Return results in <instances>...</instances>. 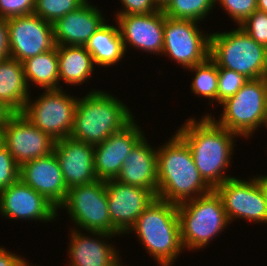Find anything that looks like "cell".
Segmentation results:
<instances>
[{"label": "cell", "instance_id": "26", "mask_svg": "<svg viewBox=\"0 0 267 266\" xmlns=\"http://www.w3.org/2000/svg\"><path fill=\"white\" fill-rule=\"evenodd\" d=\"M22 64L28 88L33 83L45 90L61 88L57 45L49 51L26 59Z\"/></svg>", "mask_w": 267, "mask_h": 266}, {"label": "cell", "instance_id": "12", "mask_svg": "<svg viewBox=\"0 0 267 266\" xmlns=\"http://www.w3.org/2000/svg\"><path fill=\"white\" fill-rule=\"evenodd\" d=\"M247 180L233 177L214 190L222 199L230 223L235 219L267 223V203L257 178Z\"/></svg>", "mask_w": 267, "mask_h": 266}, {"label": "cell", "instance_id": "30", "mask_svg": "<svg viewBox=\"0 0 267 266\" xmlns=\"http://www.w3.org/2000/svg\"><path fill=\"white\" fill-rule=\"evenodd\" d=\"M243 74L226 68H218L217 102L221 104L227 98L235 95L247 82Z\"/></svg>", "mask_w": 267, "mask_h": 266}, {"label": "cell", "instance_id": "22", "mask_svg": "<svg viewBox=\"0 0 267 266\" xmlns=\"http://www.w3.org/2000/svg\"><path fill=\"white\" fill-rule=\"evenodd\" d=\"M146 140V137H143L127 155L115 180L122 184L149 189L156 196L157 149H153Z\"/></svg>", "mask_w": 267, "mask_h": 266}, {"label": "cell", "instance_id": "13", "mask_svg": "<svg viewBox=\"0 0 267 266\" xmlns=\"http://www.w3.org/2000/svg\"><path fill=\"white\" fill-rule=\"evenodd\" d=\"M10 56L23 62L56 46L52 23L32 13L7 19Z\"/></svg>", "mask_w": 267, "mask_h": 266}, {"label": "cell", "instance_id": "35", "mask_svg": "<svg viewBox=\"0 0 267 266\" xmlns=\"http://www.w3.org/2000/svg\"><path fill=\"white\" fill-rule=\"evenodd\" d=\"M123 9L115 16L130 14H150L160 10L155 0H120Z\"/></svg>", "mask_w": 267, "mask_h": 266}, {"label": "cell", "instance_id": "9", "mask_svg": "<svg viewBox=\"0 0 267 266\" xmlns=\"http://www.w3.org/2000/svg\"><path fill=\"white\" fill-rule=\"evenodd\" d=\"M31 99V97L28 98L22 114L34 126L55 141L70 136L77 106V96L66 94V91L60 88L44 90L38 99Z\"/></svg>", "mask_w": 267, "mask_h": 266}, {"label": "cell", "instance_id": "40", "mask_svg": "<svg viewBox=\"0 0 267 266\" xmlns=\"http://www.w3.org/2000/svg\"><path fill=\"white\" fill-rule=\"evenodd\" d=\"M257 10L267 13V0H257Z\"/></svg>", "mask_w": 267, "mask_h": 266}, {"label": "cell", "instance_id": "17", "mask_svg": "<svg viewBox=\"0 0 267 266\" xmlns=\"http://www.w3.org/2000/svg\"><path fill=\"white\" fill-rule=\"evenodd\" d=\"M134 120L135 118L123 129L94 146V169L98 180L115 179L124 159L144 137V132Z\"/></svg>", "mask_w": 267, "mask_h": 266}, {"label": "cell", "instance_id": "32", "mask_svg": "<svg viewBox=\"0 0 267 266\" xmlns=\"http://www.w3.org/2000/svg\"><path fill=\"white\" fill-rule=\"evenodd\" d=\"M258 44L267 48V13L255 10L239 25Z\"/></svg>", "mask_w": 267, "mask_h": 266}, {"label": "cell", "instance_id": "27", "mask_svg": "<svg viewBox=\"0 0 267 266\" xmlns=\"http://www.w3.org/2000/svg\"><path fill=\"white\" fill-rule=\"evenodd\" d=\"M188 71H195V77L191 83V91L200 97L208 98L209 104L217 102L218 91V66L208 57L202 63L188 68Z\"/></svg>", "mask_w": 267, "mask_h": 266}, {"label": "cell", "instance_id": "8", "mask_svg": "<svg viewBox=\"0 0 267 266\" xmlns=\"http://www.w3.org/2000/svg\"><path fill=\"white\" fill-rule=\"evenodd\" d=\"M67 210L69 217L80 231L119 234L111 227L108 211L106 182L96 180L89 184L71 187L65 200L57 209ZM77 226L79 228H77ZM81 228V229H80Z\"/></svg>", "mask_w": 267, "mask_h": 266}, {"label": "cell", "instance_id": "6", "mask_svg": "<svg viewBox=\"0 0 267 266\" xmlns=\"http://www.w3.org/2000/svg\"><path fill=\"white\" fill-rule=\"evenodd\" d=\"M209 57L218 68L236 71L248 79L267 77V48L240 27L210 33Z\"/></svg>", "mask_w": 267, "mask_h": 266}, {"label": "cell", "instance_id": "25", "mask_svg": "<svg viewBox=\"0 0 267 266\" xmlns=\"http://www.w3.org/2000/svg\"><path fill=\"white\" fill-rule=\"evenodd\" d=\"M98 66H112L120 63L125 50L118 26L106 22L90 37L85 45Z\"/></svg>", "mask_w": 267, "mask_h": 266}, {"label": "cell", "instance_id": "15", "mask_svg": "<svg viewBox=\"0 0 267 266\" xmlns=\"http://www.w3.org/2000/svg\"><path fill=\"white\" fill-rule=\"evenodd\" d=\"M57 207L21 179L0 192V214L7 219L51 222Z\"/></svg>", "mask_w": 267, "mask_h": 266}, {"label": "cell", "instance_id": "28", "mask_svg": "<svg viewBox=\"0 0 267 266\" xmlns=\"http://www.w3.org/2000/svg\"><path fill=\"white\" fill-rule=\"evenodd\" d=\"M214 5L215 0H170L162 11L169 18L199 22L204 21Z\"/></svg>", "mask_w": 267, "mask_h": 266}, {"label": "cell", "instance_id": "21", "mask_svg": "<svg viewBox=\"0 0 267 266\" xmlns=\"http://www.w3.org/2000/svg\"><path fill=\"white\" fill-rule=\"evenodd\" d=\"M71 230L69 235L70 243L67 249L69 250L68 255L70 258L68 261L70 263L68 264L69 266H109L120 256L119 252H117L118 249L111 244L108 245L109 242H107L108 239L110 240L116 235L88 232V234H92L88 236L86 232L82 234L75 227Z\"/></svg>", "mask_w": 267, "mask_h": 266}, {"label": "cell", "instance_id": "23", "mask_svg": "<svg viewBox=\"0 0 267 266\" xmlns=\"http://www.w3.org/2000/svg\"><path fill=\"white\" fill-rule=\"evenodd\" d=\"M29 92L23 64L13 58L0 61V102L12 113H22Z\"/></svg>", "mask_w": 267, "mask_h": 266}, {"label": "cell", "instance_id": "18", "mask_svg": "<svg viewBox=\"0 0 267 266\" xmlns=\"http://www.w3.org/2000/svg\"><path fill=\"white\" fill-rule=\"evenodd\" d=\"M67 188L97 180L94 146L71 136L55 141L54 150Z\"/></svg>", "mask_w": 267, "mask_h": 266}, {"label": "cell", "instance_id": "36", "mask_svg": "<svg viewBox=\"0 0 267 266\" xmlns=\"http://www.w3.org/2000/svg\"><path fill=\"white\" fill-rule=\"evenodd\" d=\"M11 58L7 19L0 17V61Z\"/></svg>", "mask_w": 267, "mask_h": 266}, {"label": "cell", "instance_id": "7", "mask_svg": "<svg viewBox=\"0 0 267 266\" xmlns=\"http://www.w3.org/2000/svg\"><path fill=\"white\" fill-rule=\"evenodd\" d=\"M220 106V119L209 115L219 126L243 138H251L260 126L267 122V77L248 79L243 87Z\"/></svg>", "mask_w": 267, "mask_h": 266}, {"label": "cell", "instance_id": "1", "mask_svg": "<svg viewBox=\"0 0 267 266\" xmlns=\"http://www.w3.org/2000/svg\"><path fill=\"white\" fill-rule=\"evenodd\" d=\"M196 120L189 117L177 134L190 148L195 165L203 179L215 189L233 176H226L235 147L236 133L219 126L209 115ZM236 136V137H235Z\"/></svg>", "mask_w": 267, "mask_h": 266}, {"label": "cell", "instance_id": "14", "mask_svg": "<svg viewBox=\"0 0 267 266\" xmlns=\"http://www.w3.org/2000/svg\"><path fill=\"white\" fill-rule=\"evenodd\" d=\"M105 182L111 227L119 235L127 234L156 196L149 189L122 184L115 179Z\"/></svg>", "mask_w": 267, "mask_h": 266}, {"label": "cell", "instance_id": "10", "mask_svg": "<svg viewBox=\"0 0 267 266\" xmlns=\"http://www.w3.org/2000/svg\"><path fill=\"white\" fill-rule=\"evenodd\" d=\"M199 23L165 16L162 54L184 69L202 63L209 57L210 33L205 34L199 29Z\"/></svg>", "mask_w": 267, "mask_h": 266}, {"label": "cell", "instance_id": "34", "mask_svg": "<svg viewBox=\"0 0 267 266\" xmlns=\"http://www.w3.org/2000/svg\"><path fill=\"white\" fill-rule=\"evenodd\" d=\"M35 0H0V17L12 18L34 12Z\"/></svg>", "mask_w": 267, "mask_h": 266}, {"label": "cell", "instance_id": "3", "mask_svg": "<svg viewBox=\"0 0 267 266\" xmlns=\"http://www.w3.org/2000/svg\"><path fill=\"white\" fill-rule=\"evenodd\" d=\"M128 108L108 92L91 90L77 100L70 136L93 146L101 144L134 119Z\"/></svg>", "mask_w": 267, "mask_h": 266}, {"label": "cell", "instance_id": "5", "mask_svg": "<svg viewBox=\"0 0 267 266\" xmlns=\"http://www.w3.org/2000/svg\"><path fill=\"white\" fill-rule=\"evenodd\" d=\"M184 249L200 250L209 245L230 223L221 197L215 190L177 205Z\"/></svg>", "mask_w": 267, "mask_h": 266}, {"label": "cell", "instance_id": "20", "mask_svg": "<svg viewBox=\"0 0 267 266\" xmlns=\"http://www.w3.org/2000/svg\"><path fill=\"white\" fill-rule=\"evenodd\" d=\"M102 15L101 10L87 0L77 10L65 14L52 24L55 44L85 46L106 22Z\"/></svg>", "mask_w": 267, "mask_h": 266}, {"label": "cell", "instance_id": "19", "mask_svg": "<svg viewBox=\"0 0 267 266\" xmlns=\"http://www.w3.org/2000/svg\"><path fill=\"white\" fill-rule=\"evenodd\" d=\"M20 179L57 208L65 200L68 188L54 152L24 163L20 167Z\"/></svg>", "mask_w": 267, "mask_h": 266}, {"label": "cell", "instance_id": "43", "mask_svg": "<svg viewBox=\"0 0 267 266\" xmlns=\"http://www.w3.org/2000/svg\"><path fill=\"white\" fill-rule=\"evenodd\" d=\"M30 263H28V261H23L22 263H21V265L20 266H34V265H32V263L29 265Z\"/></svg>", "mask_w": 267, "mask_h": 266}, {"label": "cell", "instance_id": "16", "mask_svg": "<svg viewBox=\"0 0 267 266\" xmlns=\"http://www.w3.org/2000/svg\"><path fill=\"white\" fill-rule=\"evenodd\" d=\"M115 22L123 41L128 46L157 55L163 52L165 14L162 9L150 14L116 16Z\"/></svg>", "mask_w": 267, "mask_h": 266}, {"label": "cell", "instance_id": "4", "mask_svg": "<svg viewBox=\"0 0 267 266\" xmlns=\"http://www.w3.org/2000/svg\"><path fill=\"white\" fill-rule=\"evenodd\" d=\"M132 231L159 266H172L184 250L177 204L155 198L127 234Z\"/></svg>", "mask_w": 267, "mask_h": 266}, {"label": "cell", "instance_id": "39", "mask_svg": "<svg viewBox=\"0 0 267 266\" xmlns=\"http://www.w3.org/2000/svg\"><path fill=\"white\" fill-rule=\"evenodd\" d=\"M12 112L0 102V127L5 123Z\"/></svg>", "mask_w": 267, "mask_h": 266}, {"label": "cell", "instance_id": "2", "mask_svg": "<svg viewBox=\"0 0 267 266\" xmlns=\"http://www.w3.org/2000/svg\"><path fill=\"white\" fill-rule=\"evenodd\" d=\"M157 149L156 198L178 205L214 190L199 173L190 148L176 132Z\"/></svg>", "mask_w": 267, "mask_h": 266}, {"label": "cell", "instance_id": "38", "mask_svg": "<svg viewBox=\"0 0 267 266\" xmlns=\"http://www.w3.org/2000/svg\"><path fill=\"white\" fill-rule=\"evenodd\" d=\"M257 178V181L260 185V188L264 194L266 203H267V176L266 175H257L255 176Z\"/></svg>", "mask_w": 267, "mask_h": 266}, {"label": "cell", "instance_id": "29", "mask_svg": "<svg viewBox=\"0 0 267 266\" xmlns=\"http://www.w3.org/2000/svg\"><path fill=\"white\" fill-rule=\"evenodd\" d=\"M87 0H35L34 14L54 23L65 14L77 10Z\"/></svg>", "mask_w": 267, "mask_h": 266}, {"label": "cell", "instance_id": "24", "mask_svg": "<svg viewBox=\"0 0 267 266\" xmlns=\"http://www.w3.org/2000/svg\"><path fill=\"white\" fill-rule=\"evenodd\" d=\"M59 84L82 85L94 72L93 56L85 46L57 45Z\"/></svg>", "mask_w": 267, "mask_h": 266}, {"label": "cell", "instance_id": "37", "mask_svg": "<svg viewBox=\"0 0 267 266\" xmlns=\"http://www.w3.org/2000/svg\"><path fill=\"white\" fill-rule=\"evenodd\" d=\"M0 247V266H20L25 258Z\"/></svg>", "mask_w": 267, "mask_h": 266}, {"label": "cell", "instance_id": "33", "mask_svg": "<svg viewBox=\"0 0 267 266\" xmlns=\"http://www.w3.org/2000/svg\"><path fill=\"white\" fill-rule=\"evenodd\" d=\"M217 4L222 6L238 26L257 10V0H215V5Z\"/></svg>", "mask_w": 267, "mask_h": 266}, {"label": "cell", "instance_id": "41", "mask_svg": "<svg viewBox=\"0 0 267 266\" xmlns=\"http://www.w3.org/2000/svg\"><path fill=\"white\" fill-rule=\"evenodd\" d=\"M155 2L160 9H163L170 2V0H155Z\"/></svg>", "mask_w": 267, "mask_h": 266}, {"label": "cell", "instance_id": "42", "mask_svg": "<svg viewBox=\"0 0 267 266\" xmlns=\"http://www.w3.org/2000/svg\"><path fill=\"white\" fill-rule=\"evenodd\" d=\"M121 260H122V258L120 259L119 256H118V258L112 264H110L109 266H124V265L121 264Z\"/></svg>", "mask_w": 267, "mask_h": 266}, {"label": "cell", "instance_id": "31", "mask_svg": "<svg viewBox=\"0 0 267 266\" xmlns=\"http://www.w3.org/2000/svg\"><path fill=\"white\" fill-rule=\"evenodd\" d=\"M20 179V166L0 140V192Z\"/></svg>", "mask_w": 267, "mask_h": 266}, {"label": "cell", "instance_id": "11", "mask_svg": "<svg viewBox=\"0 0 267 266\" xmlns=\"http://www.w3.org/2000/svg\"><path fill=\"white\" fill-rule=\"evenodd\" d=\"M0 140L21 167L36 158L48 156L55 140L34 126L22 113H12L0 127Z\"/></svg>", "mask_w": 267, "mask_h": 266}]
</instances>
